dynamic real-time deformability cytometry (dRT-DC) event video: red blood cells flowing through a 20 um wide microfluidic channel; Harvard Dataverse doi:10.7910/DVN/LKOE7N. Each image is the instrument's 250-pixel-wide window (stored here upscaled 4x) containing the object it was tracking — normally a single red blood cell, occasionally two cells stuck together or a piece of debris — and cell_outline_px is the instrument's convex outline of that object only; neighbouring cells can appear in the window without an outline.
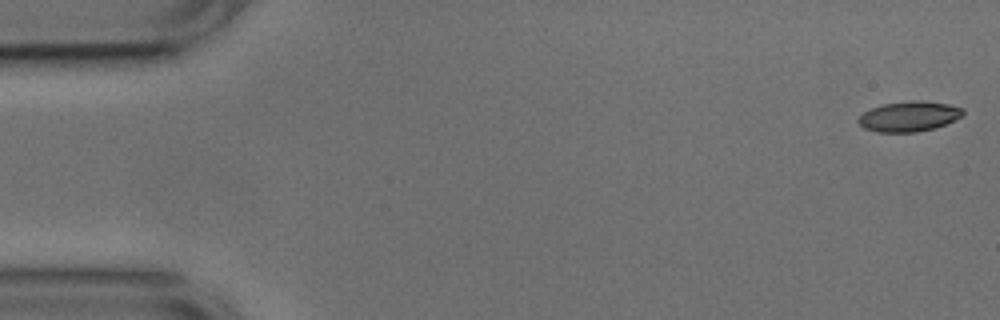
{"species": "common noctule bat (a hibernating species)", "species_latin": "Nyctalus noctula", "temperature_condition": "cold", "stored_images_in_passage": 7, "camera_frame_rate_fps": 3000, "um_per_image_px": 0.085, "animal": {"sex": "male", "body_mass_g": 17.9, "forearm_length_mm": 54.2}, "frame": {"image": 1, "passage_image": 1, "time_ms": 0.0, "image_size_px": [1000, 320], "cell_outline_px": [[964, 112], [960, 116], [944, 124], [932, 128], [916, 132], [876, 132], [864, 128], [856, 120], [864, 112], [872, 108], [884, 104], [912, 100], [916, 100], [948, 104], [964, 108]], "centroid_in_image_um": [77.23, 9.89], "position_along_channel_um": 7.8, "area_um2": 18.09}}